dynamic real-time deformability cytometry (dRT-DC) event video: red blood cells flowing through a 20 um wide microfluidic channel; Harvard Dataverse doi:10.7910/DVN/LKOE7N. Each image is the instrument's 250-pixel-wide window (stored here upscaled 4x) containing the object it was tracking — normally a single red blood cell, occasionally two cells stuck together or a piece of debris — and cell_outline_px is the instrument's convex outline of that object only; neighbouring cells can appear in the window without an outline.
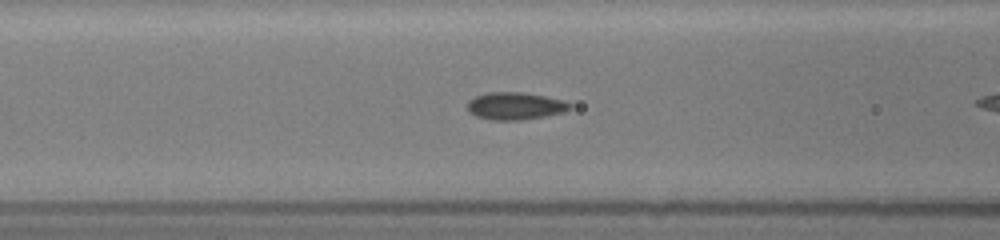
{"species": "common noctule bat (a hibernating species)", "species_latin": "Nyctalus noctula", "temperature_condition": "room temperature", "stored_images_in_passage": 24, "camera_frame_rate_fps": 3000, "um_per_image_px": 0.085, "animal": {"sex": "female", "body_mass_g": 19.5, "forearm_length_mm": 54.1}, "frame": {"image": 1, "passage_image": 4, "time_ms": 0.667, "image_size_px": [1000, 240], "cell_outline_px": [[572, 108], [564, 112], [544, 116], [520, 120], [492, 120], [476, 116], [468, 112], [468, 100], [476, 96], [488, 92], [524, 92], [564, 100], [572, 104]], "centroid_in_image_um": [43.8, 9.0], "position_along_channel_um": 122.8, "area_um2": 16.42}}
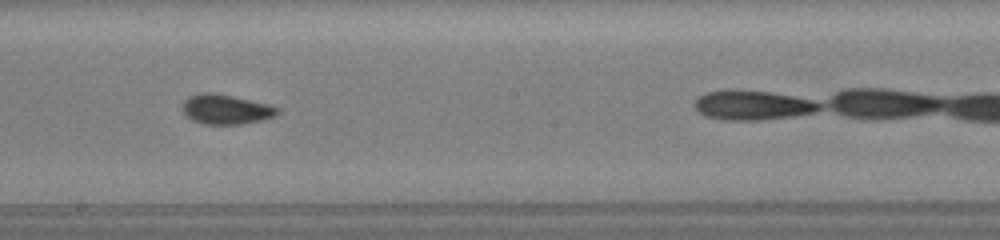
{"frame": {"image": 2, "passage_image": 14, "time_ms": 3.333, "image_size_px": [1000, 240], "cell_outline_px": [[280, 112], [276, 116], [244, 124], [204, 124], [192, 120], [184, 112], [184, 100], [188, 96], [200, 92], [212, 92], [232, 96], [268, 104], [280, 108]], "centroid_in_image_um": [19.23, 9.29], "position_along_channel_um": 229.0, "area_um2": 16.42}}
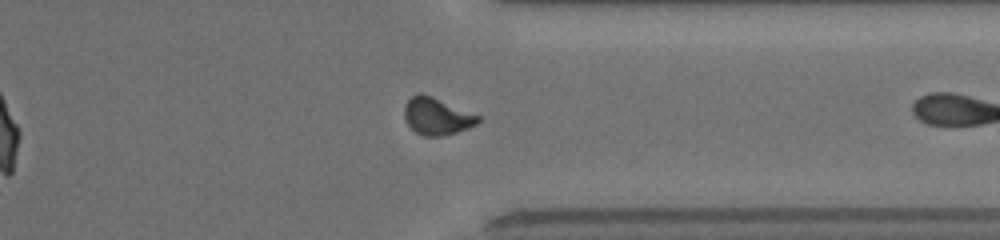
{"frame": {"image": 3, "passage_image": 22, "time_ms": 7.0, "image_size_px": [1000, 240], "cell_outline_px": [[480, 120], [476, 124], [468, 128], [444, 136], [424, 136], [416, 132], [408, 124], [404, 116], [404, 104], [416, 92], [420, 92], [432, 96], [480, 116]], "centroid_in_image_um": [37.11, 9.87], "position_along_channel_um": 374.3, "area_um2": 15.9}}